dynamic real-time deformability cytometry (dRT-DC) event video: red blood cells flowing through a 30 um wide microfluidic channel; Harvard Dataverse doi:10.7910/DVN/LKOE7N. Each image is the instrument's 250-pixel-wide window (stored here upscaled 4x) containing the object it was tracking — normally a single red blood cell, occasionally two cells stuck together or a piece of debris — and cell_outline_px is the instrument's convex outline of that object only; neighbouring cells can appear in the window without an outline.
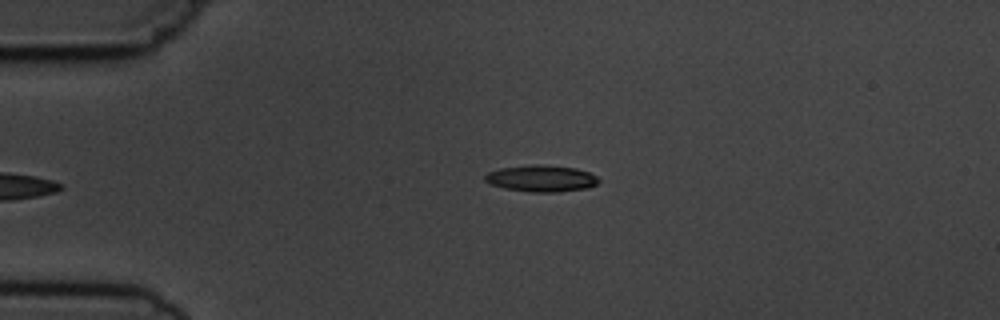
{"species": "common noctule bat (a hibernating species)", "species_latin": "Nyctalus noctula", "temperature_condition": "cold", "stored_images_in_passage": 3, "camera_frame_rate_fps": 3000, "um_per_image_px": 0.085, "animal": {"sex": "male", "body_mass_g": 19.5, "forearm_length_mm": 54.6}, "frame": {"image": 1, "passage_image": 3, "time_ms": 2.333, "image_size_px": [1000, 320], "cell_outline_px": [[600, 180], [596, 184], [588, 188], [556, 192], [528, 192], [504, 188], [488, 184], [484, 180], [484, 176], [488, 172], [500, 168], [532, 164], [536, 164], [576, 168], [588, 172], [596, 176]], "centroid_in_image_um": [45.98, 15.17], "position_along_channel_um": 39.0, "area_um2": 17.69}}